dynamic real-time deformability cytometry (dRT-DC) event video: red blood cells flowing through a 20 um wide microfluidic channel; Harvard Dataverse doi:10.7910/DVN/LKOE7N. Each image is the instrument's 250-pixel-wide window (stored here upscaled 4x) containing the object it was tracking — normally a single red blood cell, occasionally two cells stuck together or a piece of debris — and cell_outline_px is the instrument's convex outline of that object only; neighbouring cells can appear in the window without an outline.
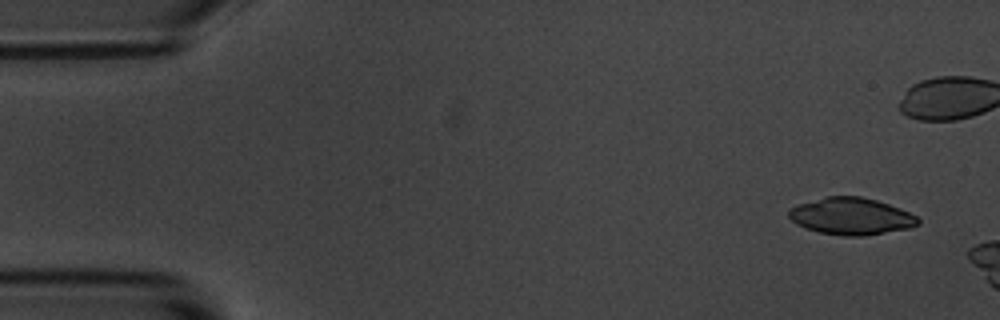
{"species": "common noctule bat (a hibernating species)", "species_latin": "Nyctalus noctula", "temperature_condition": "room temperature", "stored_images_in_passage": 3, "camera_frame_rate_fps": 3000, "um_per_image_px": 0.085, "animal": {"sex": "male", "body_mass_g": 20.1, "forearm_length_mm": 53.5}, "frame": {"image": 1, "passage_image": 1, "time_ms": 0.0, "image_size_px": [1000, 320], "cell_outline_px": [[920, 224], [912, 228], [864, 236], [844, 236], [820, 232], [796, 224], [788, 216], [788, 208], [796, 204], [824, 196], [860, 196], [876, 200], [900, 208], [916, 216], [920, 220]], "centroid_in_image_um": [72.34, 18.37], "position_along_channel_um": 12.7, "area_um2": 28.03}}